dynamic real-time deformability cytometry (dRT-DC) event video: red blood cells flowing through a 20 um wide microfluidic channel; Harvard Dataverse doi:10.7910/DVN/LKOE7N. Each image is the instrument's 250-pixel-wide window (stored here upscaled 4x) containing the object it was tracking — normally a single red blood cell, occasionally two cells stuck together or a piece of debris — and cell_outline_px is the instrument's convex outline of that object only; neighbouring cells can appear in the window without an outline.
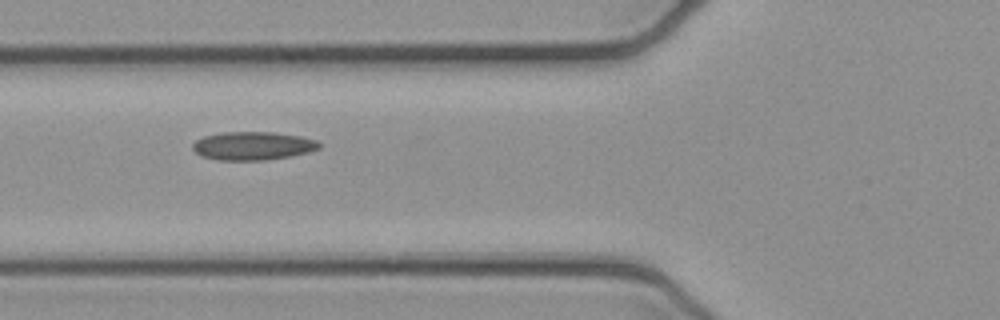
{"species": "common noctule bat (a hibernating species)", "species_latin": "Nyctalus noctula", "temperature_condition": "cold", "stored_images_in_passage": 3, "camera_frame_rate_fps": 3000, "um_per_image_px": 0.085, "animal": {"sex": "female", "body_mass_g": 21.9}, "frame": {"image": 1, "passage_image": 3, "time_ms": 0.667, "image_size_px": [1000, 320], "cell_outline_px": [[320, 148], [308, 152], [288, 156], [264, 160], [216, 160], [200, 156], [192, 148], [192, 144], [196, 140], [204, 136], [224, 132], [276, 132], [300, 136], [316, 140], [320, 144]], "centroid_in_image_um": [21.46, 12.39], "position_along_channel_um": 104.3, "area_um2": 20.87}}